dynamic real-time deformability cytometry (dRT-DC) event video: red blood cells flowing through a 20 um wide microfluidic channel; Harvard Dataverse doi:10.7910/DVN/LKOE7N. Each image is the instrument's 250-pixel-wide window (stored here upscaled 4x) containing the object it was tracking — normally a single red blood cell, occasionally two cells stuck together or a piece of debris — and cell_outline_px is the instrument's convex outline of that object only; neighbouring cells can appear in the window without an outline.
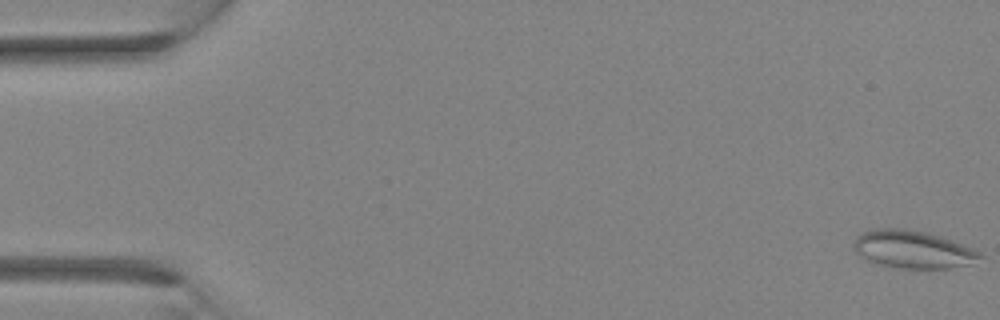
{"species": "Egyptian fruit bat (a non-hibernating species)", "species_latin": "Rousettus aegyptiacus", "temperature_condition": "room temperature", "stored_images_in_passage": 4, "camera_frame_rate_fps": 3000, "um_per_image_px": 0.085, "animal": {"sex": "female"}, "frame": {"image": 1, "passage_image": 1, "time_ms": 0.0, "image_size_px": [1000, 320], "cell_outline_px": [[984, 256], [972, 264], [952, 268], [904, 268], [884, 264], [868, 260], [856, 252], [852, 248], [856, 236], [872, 228], [904, 228], [928, 232], [952, 240], [972, 248], [980, 252]], "centroid_in_image_um": [77.62, 21.18], "position_along_channel_um": 7.4, "area_um2": 27.69}}